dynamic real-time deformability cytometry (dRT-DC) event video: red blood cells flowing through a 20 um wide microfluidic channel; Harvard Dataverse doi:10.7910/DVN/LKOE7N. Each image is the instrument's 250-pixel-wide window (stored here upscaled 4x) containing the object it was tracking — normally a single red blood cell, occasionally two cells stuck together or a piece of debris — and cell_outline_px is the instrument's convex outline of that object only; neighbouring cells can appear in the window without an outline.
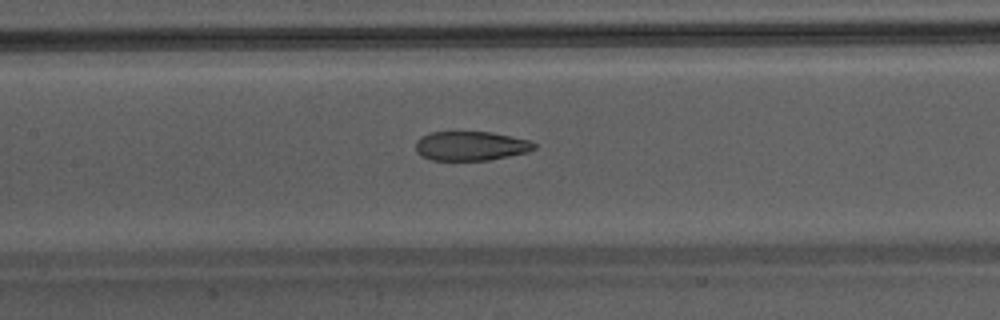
{"species": "Egyptian fruit bat (a non-hibernating species)", "species_latin": "Rousettus aegyptiacus", "temperature_condition": "warm", "stored_images_in_passage": 35, "camera_frame_rate_fps": 3000, "um_per_image_px": 0.085, "animal": {"sex": "male"}, "frame": {"image": 1, "passage_image": 11, "time_ms": 3.333, "image_size_px": [1000, 320], "cell_outline_px": [[536, 148], [528, 152], [488, 160], [432, 160], [420, 156], [416, 152], [416, 140], [420, 136], [428, 132], [492, 132], [528, 140], [536, 144]], "centroid_in_image_um": [39.97, 12.4], "position_along_channel_um": 167.4, "area_um2": 20.29}}
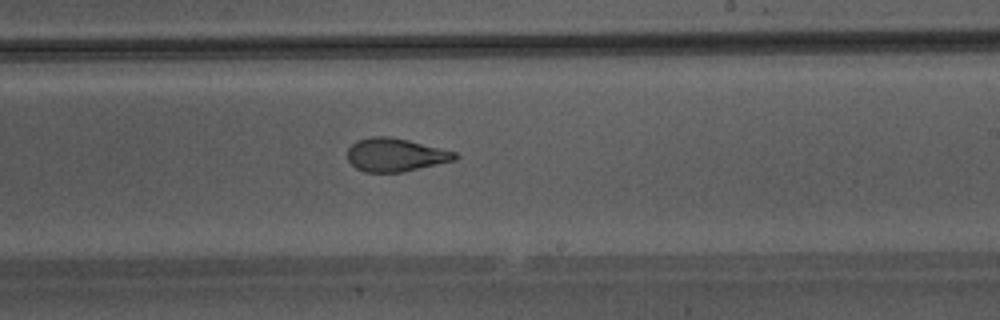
{"frame": {"image": 2, "passage_image": 17, "time_ms": 5.333, "image_size_px": [1000, 320], "cell_outline_px": [[460, 156], [456, 160], [400, 172], [364, 172], [356, 168], [348, 160], [348, 148], [356, 140], [372, 136], [384, 136], [408, 140], [456, 152]], "centroid_in_image_um": [33.6, 13.16], "position_along_channel_um": 255.4, "area_um2": 20.69}}
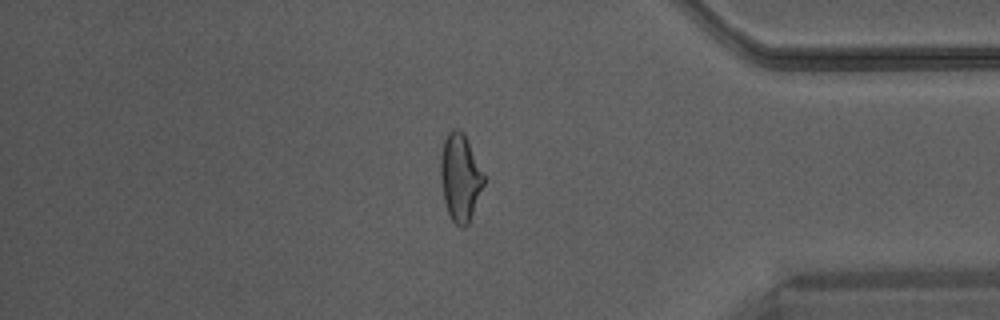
{"frame": {"image": 3, "passage_image": 28, "time_ms": 9.0, "image_size_px": [1000, 320], "cell_outline_px": [[484, 184], [468, 224], [464, 228], [460, 228], [452, 220], [448, 212], [444, 200], [440, 180], [440, 152], [444, 140], [448, 132], [452, 128], [456, 128], [464, 132], [484, 176]], "centroid_in_image_um": [39.09, 15.06], "position_along_channel_um": 396.1, "area_um2": 21.96}}